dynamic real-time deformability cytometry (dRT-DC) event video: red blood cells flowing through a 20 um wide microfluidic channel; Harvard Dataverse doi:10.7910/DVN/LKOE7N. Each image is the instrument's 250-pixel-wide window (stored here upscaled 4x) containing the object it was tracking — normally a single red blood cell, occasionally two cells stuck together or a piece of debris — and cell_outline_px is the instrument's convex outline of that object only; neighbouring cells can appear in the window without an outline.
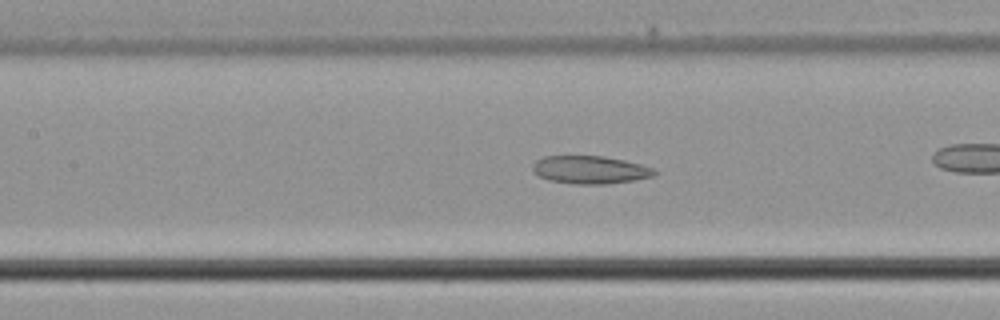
{"species": "common noctule bat (a hibernating species)", "species_latin": "Nyctalus noctula", "temperature_condition": "cold", "stored_images_in_passage": 39, "camera_frame_rate_fps": 3000, "um_per_image_px": 0.085, "animal": {"sex": "male", "body_mass_g": 21.5, "forearm_length_mm": 52.0}, "frame": {"image": 1, "passage_image": 23, "time_ms": 7.333, "image_size_px": [1000, 320], "cell_outline_px": [[656, 176], [608, 184], [572, 184], [552, 180], [540, 176], [532, 168], [532, 164], [536, 160], [544, 156], [604, 156], [624, 160], [640, 164], [652, 168], [656, 172]], "centroid_in_image_um": [50.17, 14.43], "position_along_channel_um": 157.2, "area_um2": 19.65}}